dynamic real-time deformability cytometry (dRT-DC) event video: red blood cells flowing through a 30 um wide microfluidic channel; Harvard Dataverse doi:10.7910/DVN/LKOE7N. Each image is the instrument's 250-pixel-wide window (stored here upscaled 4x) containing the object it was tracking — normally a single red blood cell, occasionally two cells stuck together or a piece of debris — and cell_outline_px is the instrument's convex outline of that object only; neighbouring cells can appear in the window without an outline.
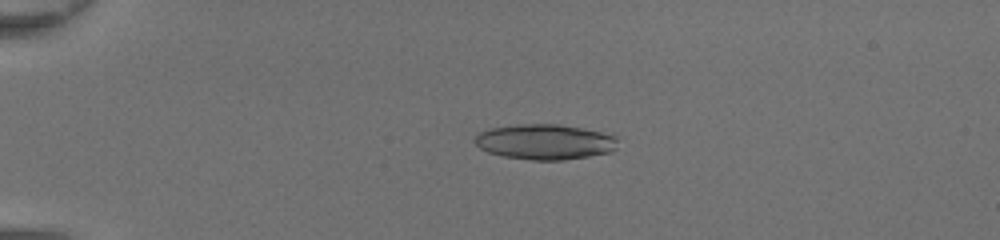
{"species": "common noctule bat (a hibernating species)", "species_latin": "Nyctalus noctula", "temperature_condition": "room temperature", "stored_images_in_passage": 49, "camera_frame_rate_fps": 3000, "um_per_image_px": 0.085, "animal": {"sex": "female", "body_mass_g": 20.0, "forearm_length_mm": 54.0}, "frame": {"image": 1, "passage_image": 13, "time_ms": 4.0, "image_size_px": [1000, 240], "cell_outline_px": [[616, 148], [612, 152], [564, 160], [532, 160], [504, 156], [488, 152], [480, 148], [476, 144], [476, 136], [480, 132], [488, 128], [516, 124], [560, 124], [600, 132], [616, 136]], "centroid_in_image_um": [46.31, 12.05], "position_along_channel_um": 38.7, "area_um2": 29.3}}